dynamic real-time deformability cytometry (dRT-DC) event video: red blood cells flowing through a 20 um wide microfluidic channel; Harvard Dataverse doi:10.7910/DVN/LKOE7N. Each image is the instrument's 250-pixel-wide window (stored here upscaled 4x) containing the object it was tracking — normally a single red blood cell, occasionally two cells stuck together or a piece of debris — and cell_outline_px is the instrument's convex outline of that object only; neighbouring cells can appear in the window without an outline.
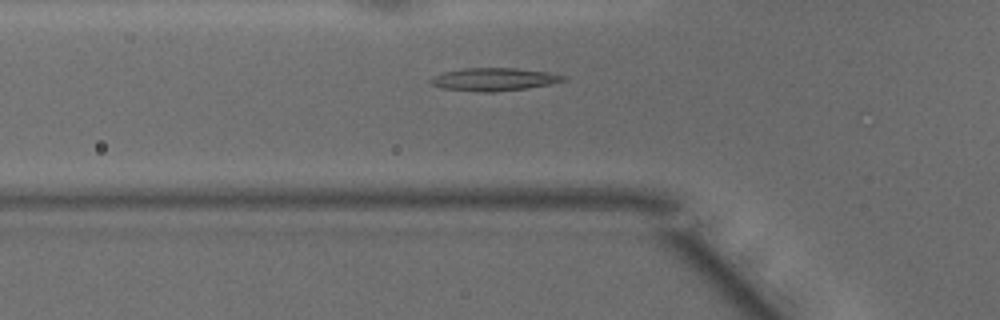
{"species": "common noctule bat (a hibernating species)", "species_latin": "Nyctalus noctula", "temperature_condition": "warm", "stored_images_in_passage": 15, "camera_frame_rate_fps": 3000, "um_per_image_px": 0.085, "animal": {"sex": "male", "body_mass_g": 15.6}, "frame": {"image": 1, "passage_image": 11, "time_ms": 3.333, "image_size_px": [1000, 320], "cell_outline_px": [[568, 80], [528, 88], [492, 92], [476, 92], [444, 88], [432, 84], [428, 80], [432, 76], [444, 72], [464, 68], [516, 68], [548, 72], [568, 76]], "centroid_in_image_um": [42.01, 6.74], "position_along_channel_um": 83.8, "area_um2": 17.74}}
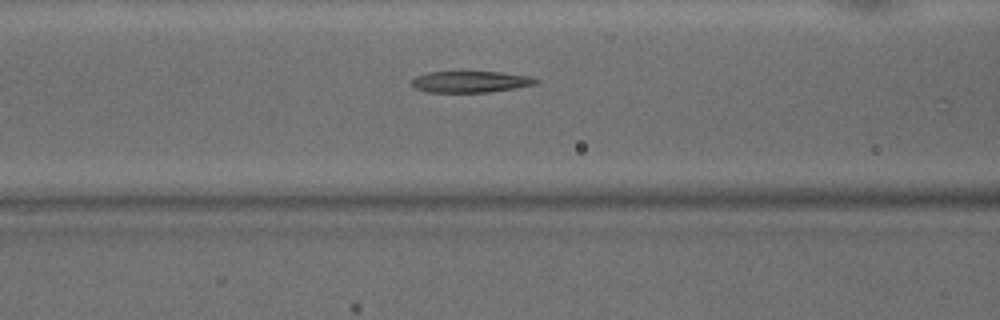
{"frame": {"image": 2, "passage_image": 14, "time_ms": 4.333, "image_size_px": [1000, 320], "cell_outline_px": [[540, 80], [536, 84], [516, 88], [488, 92], [428, 92], [416, 88], [412, 84], [412, 80], [416, 76], [428, 72], [460, 68], [464, 68], [500, 72], [528, 76]], "centroid_in_image_um": [39.97, 6.89], "position_along_channel_um": 126.6, "area_um2": 16.42}}